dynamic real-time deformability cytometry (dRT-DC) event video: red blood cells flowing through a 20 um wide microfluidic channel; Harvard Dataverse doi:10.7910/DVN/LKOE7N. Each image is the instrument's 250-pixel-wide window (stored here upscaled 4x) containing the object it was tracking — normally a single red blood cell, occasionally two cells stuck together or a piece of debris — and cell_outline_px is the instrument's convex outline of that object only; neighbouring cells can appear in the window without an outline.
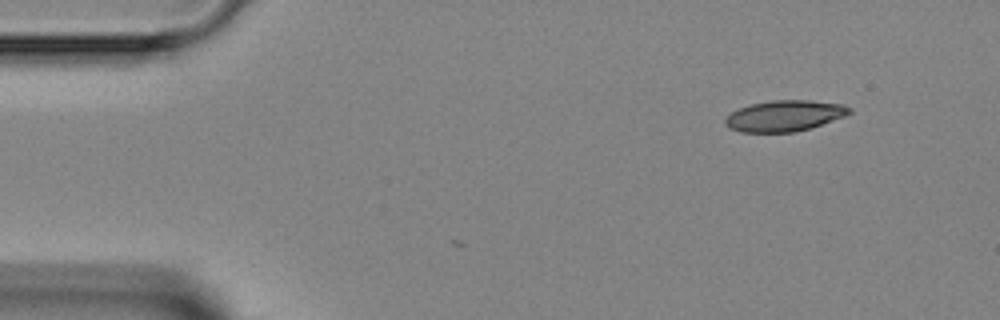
{"species": "Egyptian fruit bat (a non-hibernating species)", "species_latin": "Rousettus aegyptiacus", "temperature_condition": "room temperature", "stored_images_in_passage": 3, "camera_frame_rate_fps": 3000, "um_per_image_px": 0.085, "animal": {"sex": "female"}, "frame": {"image": 1, "passage_image": 1, "time_ms": 0.0, "image_size_px": [1000, 320], "cell_outline_px": [[852, 112], [844, 116], [812, 128], [796, 132], [740, 132], [728, 128], [724, 124], [724, 120], [732, 112], [740, 108], [752, 104], [772, 100], [808, 100], [844, 104], [852, 108]], "centroid_in_image_um": [66.7, 9.85], "position_along_channel_um": 18.3, "area_um2": 22.48}}